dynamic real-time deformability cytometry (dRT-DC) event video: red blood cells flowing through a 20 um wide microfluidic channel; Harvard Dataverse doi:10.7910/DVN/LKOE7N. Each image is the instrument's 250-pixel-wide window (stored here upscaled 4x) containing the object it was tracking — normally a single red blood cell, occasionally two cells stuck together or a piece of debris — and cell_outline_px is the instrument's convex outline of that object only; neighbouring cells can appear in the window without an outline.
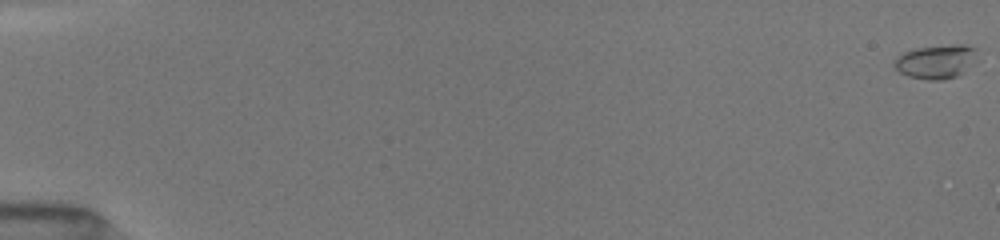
{"species": "common noctule bat (a hibernating species)", "species_latin": "Nyctalus noctula", "temperature_condition": "room temperature", "stored_images_in_passage": 20, "camera_frame_rate_fps": 3000, "um_per_image_px": 0.085, "animal": {"sex": "female", "body_mass_g": 19.5, "forearm_length_mm": 54.1}, "frame": {"image": 1, "passage_image": 1, "time_ms": 0.0, "image_size_px": [1000, 240], "cell_outline_px": [[976, 48], [960, 72], [956, 76], [944, 80], [928, 80], [908, 76], [900, 72], [892, 64], [892, 60], [896, 56], [904, 52], [916, 48], [952, 44], [964, 44]], "centroid_in_image_um": [79.38, 5.23], "position_along_channel_um": 5.6, "area_um2": 15.66}}
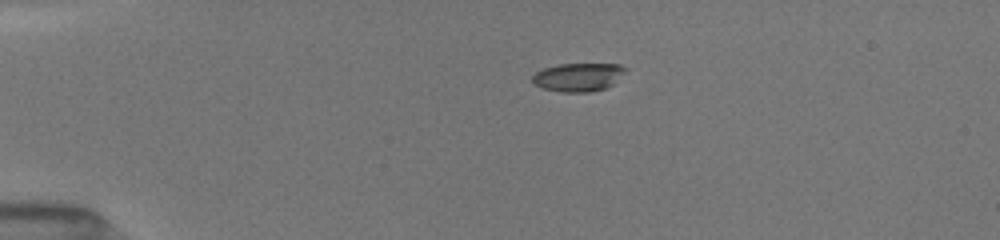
{"frame": {"image": 2, "passage_image": 12, "time_ms": 4.0, "image_size_px": [1000, 240], "cell_outline_px": [[628, 68], [612, 84], [604, 88], [588, 92], [560, 92], [544, 88], [532, 84], [532, 76], [536, 72], [544, 68], [560, 64], [620, 64]], "centroid_in_image_um": [49.12, 6.55], "position_along_channel_um": 35.9, "area_um2": 15.26}}
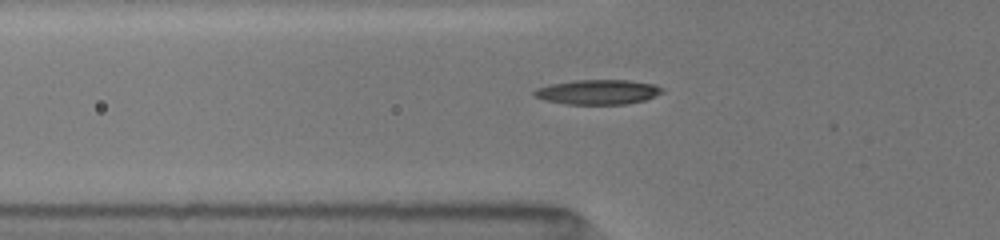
{"frame": {"image": 3, "passage_image": 19, "time_ms": 6.333, "image_size_px": [1000, 240], "cell_outline_px": [[664, 92], [656, 96], [644, 100], [624, 104], [564, 104], [544, 100], [532, 96], [532, 92], [536, 88], [548, 84], [576, 80], [628, 80], [656, 84], [664, 88]], "centroid_in_image_um": [50.8, 7.82], "position_along_channel_um": 75.0, "area_um2": 18.73}}